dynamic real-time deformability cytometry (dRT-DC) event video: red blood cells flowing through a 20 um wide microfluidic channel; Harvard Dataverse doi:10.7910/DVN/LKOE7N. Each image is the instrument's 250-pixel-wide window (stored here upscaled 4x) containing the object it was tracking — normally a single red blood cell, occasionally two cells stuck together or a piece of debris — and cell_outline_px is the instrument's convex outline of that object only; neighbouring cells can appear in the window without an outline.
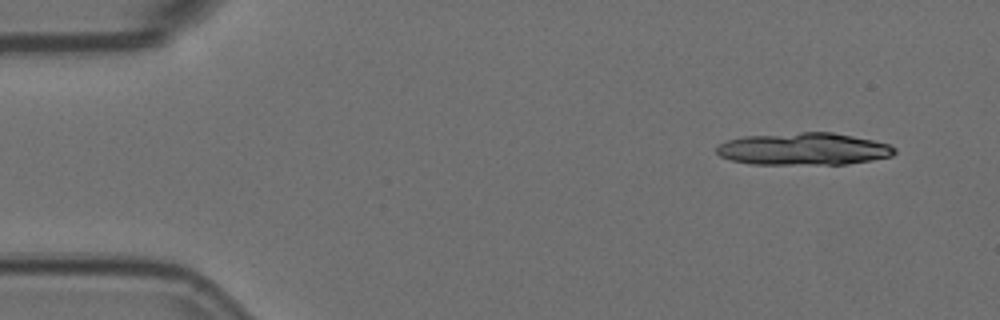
{"species": "Egyptian fruit bat (a non-hibernating species)", "species_latin": "Rousettus aegyptiacus", "temperature_condition": "room temperature", "stored_images_in_passage": 13, "camera_frame_rate_fps": 3000, "um_per_image_px": 0.085, "animal": {"sex": "female"}, "frame": {"image": 1, "passage_image": 1, "time_ms": 0.0, "image_size_px": [1000, 320], "cell_outline_px": [[896, 152], [892, 156], [872, 160], [848, 164], [752, 164], [732, 160], [720, 156], [716, 152], [716, 148], [720, 144], [728, 140], [744, 136], [800, 132], [832, 132], [872, 140], [888, 144], [896, 148]], "centroid_in_image_um": [68.32, 12.66], "position_along_channel_um": 16.7, "area_um2": 33.41}}
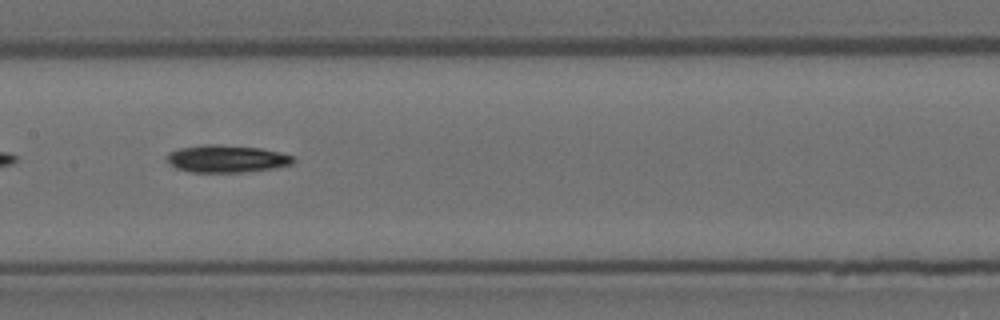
{"frame": {"image": 2, "passage_image": 7, "time_ms": 2.0, "image_size_px": [1000, 320], "cell_outline_px": [[296, 160], [292, 164], [276, 168], [240, 172], [192, 172], [176, 168], [168, 160], [168, 156], [172, 152], [180, 148], [204, 144], [220, 144], [260, 148], [280, 152], [292, 156]], "centroid_in_image_um": [19.32, 13.49], "position_along_channel_um": 188.1, "area_um2": 20.0}}
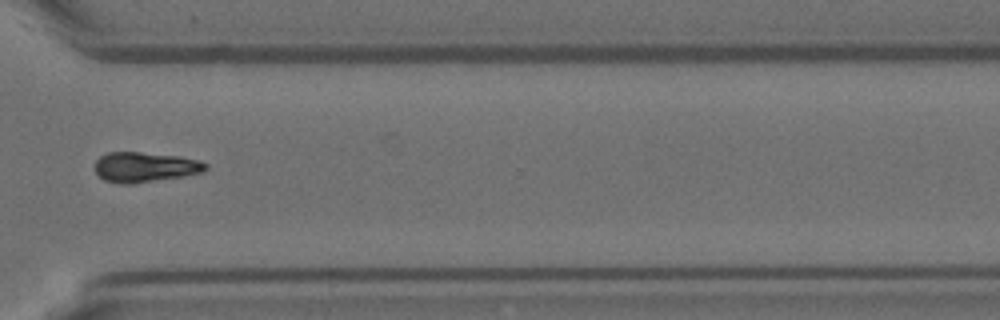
{"frame": {"image": 3, "passage_image": 11, "time_ms": 3.333, "image_size_px": [1000, 320], "cell_outline_px": [[208, 168], [204, 172], [184, 176], [132, 184], [120, 184], [104, 180], [96, 172], [96, 160], [100, 156], [108, 152], [140, 152], [180, 156], [200, 160], [208, 164]], "centroid_in_image_um": [12.36, 14.2], "position_along_channel_um": 358.2, "area_um2": 19.54}}